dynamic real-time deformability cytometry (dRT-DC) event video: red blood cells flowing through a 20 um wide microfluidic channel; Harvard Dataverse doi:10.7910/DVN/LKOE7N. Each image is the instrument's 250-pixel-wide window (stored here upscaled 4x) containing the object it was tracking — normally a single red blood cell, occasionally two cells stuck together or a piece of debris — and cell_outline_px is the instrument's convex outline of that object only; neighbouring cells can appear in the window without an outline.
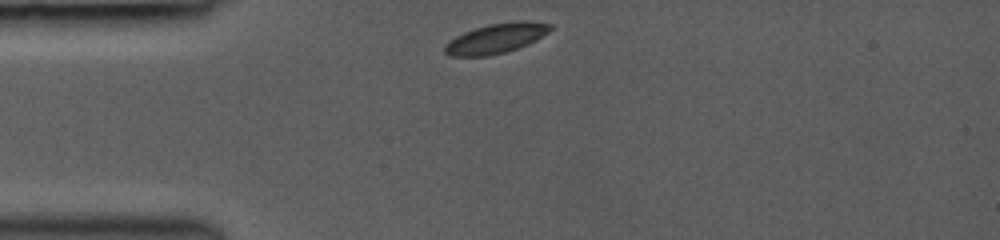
{"species": "common noctule bat (a hibernating species)", "species_latin": "Nyctalus noctula", "temperature_condition": "room temperature", "stored_images_in_passage": 30, "camera_frame_rate_fps": 3000, "um_per_image_px": 0.085, "animal": {"sex": "female", "body_mass_g": 19.0, "forearm_length_mm": 53.3}, "frame": {"image": 1, "passage_image": 1, "time_ms": 0.0, "image_size_px": [1000, 240], "cell_outline_px": [[552, 28], [548, 32], [536, 40], [528, 44], [504, 52], [488, 56], [452, 56], [444, 52], [444, 44], [448, 40], [464, 32], [488, 24], [524, 20], [532, 20], [552, 24]], "centroid_in_image_um": [42.17, 3.25], "position_along_channel_um": 42.8, "area_um2": 18.38}}
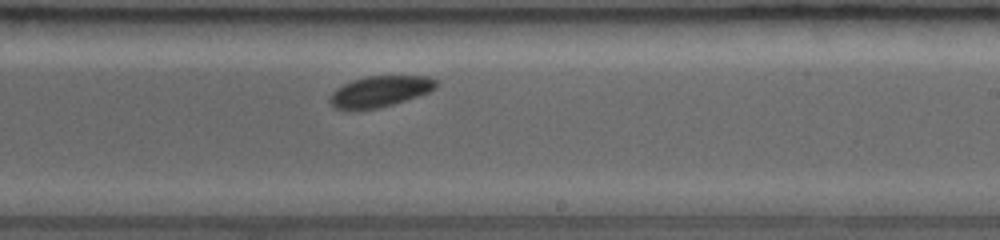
{"frame": {"image": 2, "passage_image": 18, "time_ms": 5.667, "image_size_px": [1000, 240], "cell_outline_px": [[440, 84], [436, 88], [428, 92], [392, 104], [376, 108], [336, 108], [328, 100], [328, 96], [336, 88], [352, 80], [364, 76], [428, 76], [440, 80]], "centroid_in_image_um": [32.34, 7.73], "position_along_channel_um": 256.7, "area_um2": 18.96}}
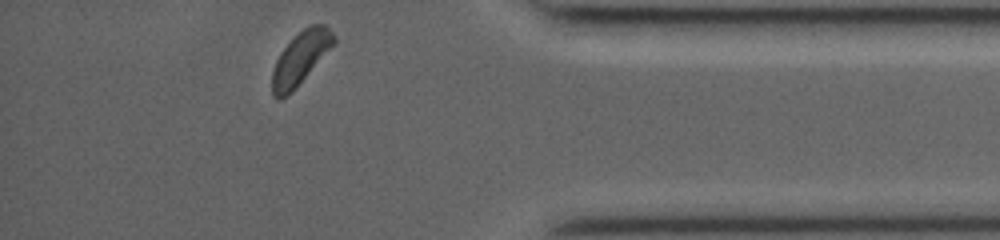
{"frame": {"image": 3, "passage_image": 30, "time_ms": 9.667, "image_size_px": [1000, 240], "cell_outline_px": [[336, 44], [292, 92], [288, 96], [280, 100], [276, 100], [272, 96], [272, 72], [276, 60], [280, 52], [304, 28], [312, 24], [324, 24], [336, 36]], "centroid_in_image_um": [25.55, 4.98], "position_along_channel_um": 409.6, "area_um2": 19.07}, "authors_computed_cell_mechanics": {"area_um2": 19.1896, "velocity_mm_per_s": 4.1697, "shape_relaxation_time_tau1_ms": 7.4259, "shape_relaxation_time_tau2_ms": null, "deformation_change_tau1": 0.1613, "deformation_change_tau2": null}}